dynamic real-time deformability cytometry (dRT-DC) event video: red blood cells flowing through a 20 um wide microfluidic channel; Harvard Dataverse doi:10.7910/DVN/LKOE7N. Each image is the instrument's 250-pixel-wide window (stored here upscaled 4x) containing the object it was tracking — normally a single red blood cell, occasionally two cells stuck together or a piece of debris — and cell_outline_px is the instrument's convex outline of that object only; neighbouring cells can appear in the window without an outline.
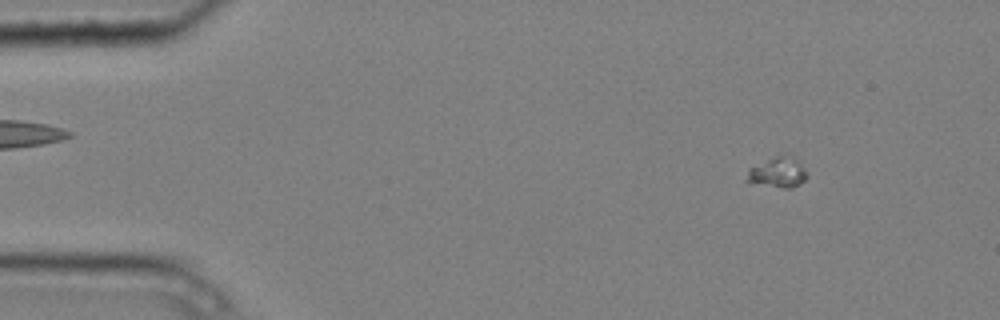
{"species": "common noctule bat (a hibernating species)", "species_latin": "Nyctalus noctula", "temperature_condition": "cold", "stored_images_in_passage": 6, "camera_frame_rate_fps": 3000, "um_per_image_px": 0.085, "animal": {"sex": "male", "body_mass_g": 20.4}, "frame": {"image": 1, "passage_image": 3, "time_ms": 0.667, "image_size_px": [1000, 320], "cell_outline_px": [[808, 176], [804, 180], [792, 188], [784, 188], [744, 180], [748, 168], [772, 156], [784, 152], [792, 152], [804, 168]], "centroid_in_image_um": [66.13, 14.57], "position_along_channel_um": 18.9, "area_um2": 11.04}}